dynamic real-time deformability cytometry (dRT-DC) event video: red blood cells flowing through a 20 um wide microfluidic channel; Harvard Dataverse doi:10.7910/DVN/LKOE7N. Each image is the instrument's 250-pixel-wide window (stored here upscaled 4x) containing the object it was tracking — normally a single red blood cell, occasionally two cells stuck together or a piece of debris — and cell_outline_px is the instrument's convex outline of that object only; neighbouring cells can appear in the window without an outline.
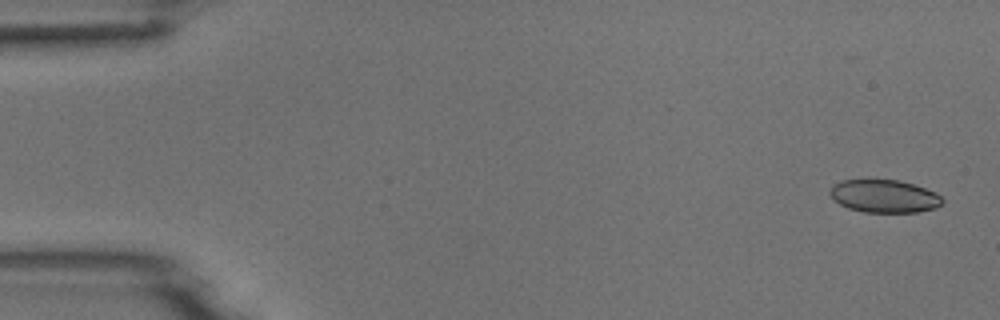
{"species": "common noctule bat (a hibernating species)", "species_latin": "Nyctalus noctula", "temperature_condition": "room temperature", "stored_images_in_passage": 53, "camera_frame_rate_fps": 3000, "um_per_image_px": 0.085, "animal": {"sex": "male", "body_mass_g": 18.8}, "frame": {"image": 1, "passage_image": 2, "time_ms": 0.333, "image_size_px": [1000, 320], "cell_outline_px": [[944, 200], [936, 208], [916, 212], [864, 212], [848, 208], [840, 204], [828, 192], [832, 184], [840, 180], [900, 180], [936, 192]], "centroid_in_image_um": [75.14, 16.67], "position_along_channel_um": 9.9, "area_um2": 21.44}}
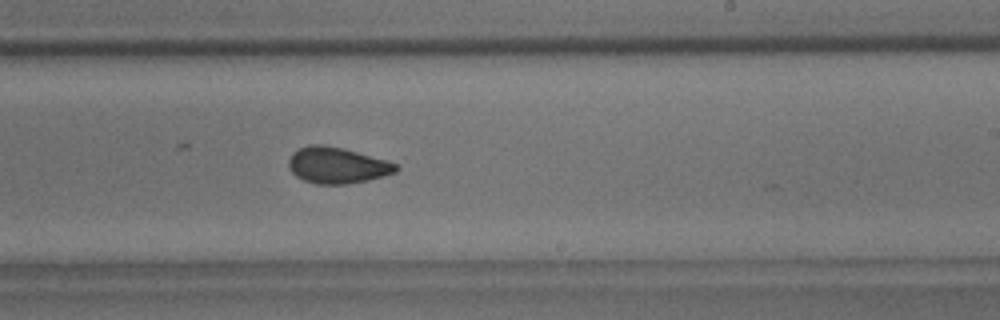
{"frame": {"image": 2, "passage_image": 32, "time_ms": 10.333, "image_size_px": [1000, 320], "cell_outline_px": [[400, 168], [396, 172], [384, 176], [368, 180], [348, 184], [316, 184], [304, 180], [296, 176], [292, 172], [288, 164], [288, 160], [292, 152], [308, 144], [324, 144], [344, 148], [388, 160], [396, 164]], "centroid_in_image_um": [28.67, 14.04], "position_along_channel_um": 260.3, "area_um2": 22.89}}
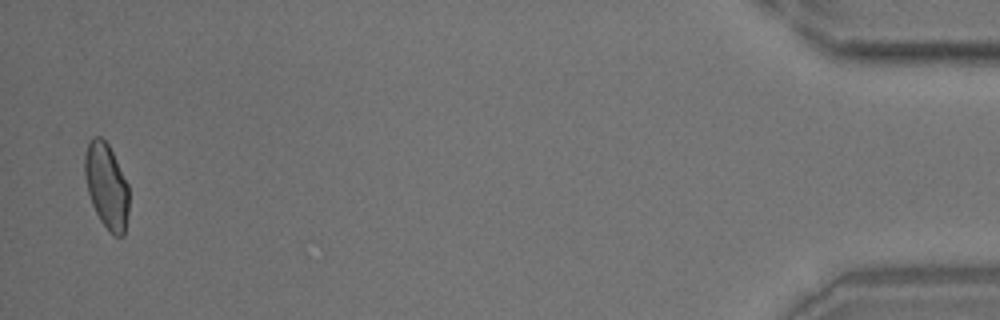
{"frame": {"image": 3, "passage_image": 52, "time_ms": 17.0, "image_size_px": [1000, 320], "cell_outline_px": [[128, 216], [124, 236], [116, 236], [100, 220], [92, 204], [88, 192], [84, 176], [84, 156], [88, 144], [92, 136], [100, 136], [108, 144], [128, 184]], "centroid_in_image_um": [9.05, 15.79], "position_along_channel_um": 426.2, "area_um2": 21.79}}